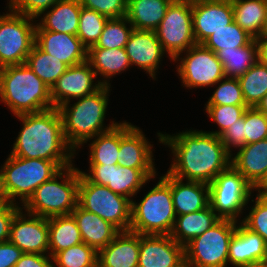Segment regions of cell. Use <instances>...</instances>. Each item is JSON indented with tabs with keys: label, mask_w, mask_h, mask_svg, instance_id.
<instances>
[{
	"label": "cell",
	"mask_w": 267,
	"mask_h": 267,
	"mask_svg": "<svg viewBox=\"0 0 267 267\" xmlns=\"http://www.w3.org/2000/svg\"><path fill=\"white\" fill-rule=\"evenodd\" d=\"M160 143L171 148L174 162L167 171L187 181L210 184L231 165V155L220 136L207 131L189 130L176 135L157 133Z\"/></svg>",
	"instance_id": "obj_1"
},
{
	"label": "cell",
	"mask_w": 267,
	"mask_h": 267,
	"mask_svg": "<svg viewBox=\"0 0 267 267\" xmlns=\"http://www.w3.org/2000/svg\"><path fill=\"white\" fill-rule=\"evenodd\" d=\"M17 118L23 126L10 155L54 161L61 169L73 164L76 153L65 140L57 108L17 115Z\"/></svg>",
	"instance_id": "obj_2"
},
{
	"label": "cell",
	"mask_w": 267,
	"mask_h": 267,
	"mask_svg": "<svg viewBox=\"0 0 267 267\" xmlns=\"http://www.w3.org/2000/svg\"><path fill=\"white\" fill-rule=\"evenodd\" d=\"M110 88L103 85L93 94L76 99L78 101L73 105L67 102L57 108L62 119L65 140L74 151L118 123L112 121L104 128Z\"/></svg>",
	"instance_id": "obj_3"
},
{
	"label": "cell",
	"mask_w": 267,
	"mask_h": 267,
	"mask_svg": "<svg viewBox=\"0 0 267 267\" xmlns=\"http://www.w3.org/2000/svg\"><path fill=\"white\" fill-rule=\"evenodd\" d=\"M0 101L15 116L54 107L51 89L26 63L0 68Z\"/></svg>",
	"instance_id": "obj_4"
},
{
	"label": "cell",
	"mask_w": 267,
	"mask_h": 267,
	"mask_svg": "<svg viewBox=\"0 0 267 267\" xmlns=\"http://www.w3.org/2000/svg\"><path fill=\"white\" fill-rule=\"evenodd\" d=\"M61 168L44 159H28L9 155L0 169V191L7 203L20 199L24 205L42 183L50 180ZM17 197V198H16Z\"/></svg>",
	"instance_id": "obj_5"
},
{
	"label": "cell",
	"mask_w": 267,
	"mask_h": 267,
	"mask_svg": "<svg viewBox=\"0 0 267 267\" xmlns=\"http://www.w3.org/2000/svg\"><path fill=\"white\" fill-rule=\"evenodd\" d=\"M57 177L63 179L62 182ZM79 182L78 168L73 167V164L62 168L35 189L33 195L21 206H24L25 212L44 218L71 214L78 204Z\"/></svg>",
	"instance_id": "obj_6"
},
{
	"label": "cell",
	"mask_w": 267,
	"mask_h": 267,
	"mask_svg": "<svg viewBox=\"0 0 267 267\" xmlns=\"http://www.w3.org/2000/svg\"><path fill=\"white\" fill-rule=\"evenodd\" d=\"M175 219L171 187L161 177L139 203L131 201V232L170 235Z\"/></svg>",
	"instance_id": "obj_7"
},
{
	"label": "cell",
	"mask_w": 267,
	"mask_h": 267,
	"mask_svg": "<svg viewBox=\"0 0 267 267\" xmlns=\"http://www.w3.org/2000/svg\"><path fill=\"white\" fill-rule=\"evenodd\" d=\"M131 199L114 193L107 186L90 182L80 173L78 204L116 226L129 231L131 224Z\"/></svg>",
	"instance_id": "obj_8"
},
{
	"label": "cell",
	"mask_w": 267,
	"mask_h": 267,
	"mask_svg": "<svg viewBox=\"0 0 267 267\" xmlns=\"http://www.w3.org/2000/svg\"><path fill=\"white\" fill-rule=\"evenodd\" d=\"M237 221L220 219L202 235L184 246L185 260L190 267H226L231 238Z\"/></svg>",
	"instance_id": "obj_9"
},
{
	"label": "cell",
	"mask_w": 267,
	"mask_h": 267,
	"mask_svg": "<svg viewBox=\"0 0 267 267\" xmlns=\"http://www.w3.org/2000/svg\"><path fill=\"white\" fill-rule=\"evenodd\" d=\"M155 33L169 58L175 62L180 61V54L196 44L192 23V0L171 2Z\"/></svg>",
	"instance_id": "obj_10"
},
{
	"label": "cell",
	"mask_w": 267,
	"mask_h": 267,
	"mask_svg": "<svg viewBox=\"0 0 267 267\" xmlns=\"http://www.w3.org/2000/svg\"><path fill=\"white\" fill-rule=\"evenodd\" d=\"M252 190L255 189L230 165L209 184L210 206L221 219L238 221Z\"/></svg>",
	"instance_id": "obj_11"
},
{
	"label": "cell",
	"mask_w": 267,
	"mask_h": 267,
	"mask_svg": "<svg viewBox=\"0 0 267 267\" xmlns=\"http://www.w3.org/2000/svg\"><path fill=\"white\" fill-rule=\"evenodd\" d=\"M8 11L0 16V68L25 64L35 44V19Z\"/></svg>",
	"instance_id": "obj_12"
},
{
	"label": "cell",
	"mask_w": 267,
	"mask_h": 267,
	"mask_svg": "<svg viewBox=\"0 0 267 267\" xmlns=\"http://www.w3.org/2000/svg\"><path fill=\"white\" fill-rule=\"evenodd\" d=\"M183 58H179L177 73L186 88L216 85L225 77L222 64L216 53L203 44L190 47Z\"/></svg>",
	"instance_id": "obj_13"
},
{
	"label": "cell",
	"mask_w": 267,
	"mask_h": 267,
	"mask_svg": "<svg viewBox=\"0 0 267 267\" xmlns=\"http://www.w3.org/2000/svg\"><path fill=\"white\" fill-rule=\"evenodd\" d=\"M89 173L80 171L90 182L107 186L114 193L134 197L139 189L156 176V169H135L121 165H90Z\"/></svg>",
	"instance_id": "obj_14"
},
{
	"label": "cell",
	"mask_w": 267,
	"mask_h": 267,
	"mask_svg": "<svg viewBox=\"0 0 267 267\" xmlns=\"http://www.w3.org/2000/svg\"><path fill=\"white\" fill-rule=\"evenodd\" d=\"M96 77L88 61L69 66L51 88L52 105L58 108L67 102L70 103L73 98L93 94L103 86L99 80L97 84L93 83Z\"/></svg>",
	"instance_id": "obj_15"
},
{
	"label": "cell",
	"mask_w": 267,
	"mask_h": 267,
	"mask_svg": "<svg viewBox=\"0 0 267 267\" xmlns=\"http://www.w3.org/2000/svg\"><path fill=\"white\" fill-rule=\"evenodd\" d=\"M22 210L23 208L13 218L9 241L23 253L45 254L49 251L48 218L28 212L23 214Z\"/></svg>",
	"instance_id": "obj_16"
},
{
	"label": "cell",
	"mask_w": 267,
	"mask_h": 267,
	"mask_svg": "<svg viewBox=\"0 0 267 267\" xmlns=\"http://www.w3.org/2000/svg\"><path fill=\"white\" fill-rule=\"evenodd\" d=\"M234 21L231 0H192V23L196 44Z\"/></svg>",
	"instance_id": "obj_17"
},
{
	"label": "cell",
	"mask_w": 267,
	"mask_h": 267,
	"mask_svg": "<svg viewBox=\"0 0 267 267\" xmlns=\"http://www.w3.org/2000/svg\"><path fill=\"white\" fill-rule=\"evenodd\" d=\"M184 259V246L170 235L140 234L138 267H176Z\"/></svg>",
	"instance_id": "obj_18"
},
{
	"label": "cell",
	"mask_w": 267,
	"mask_h": 267,
	"mask_svg": "<svg viewBox=\"0 0 267 267\" xmlns=\"http://www.w3.org/2000/svg\"><path fill=\"white\" fill-rule=\"evenodd\" d=\"M152 145L139 127L120 123L118 165L135 169H155Z\"/></svg>",
	"instance_id": "obj_19"
},
{
	"label": "cell",
	"mask_w": 267,
	"mask_h": 267,
	"mask_svg": "<svg viewBox=\"0 0 267 267\" xmlns=\"http://www.w3.org/2000/svg\"><path fill=\"white\" fill-rule=\"evenodd\" d=\"M35 44L45 53L64 62L68 67L87 61L88 49L77 35L35 30Z\"/></svg>",
	"instance_id": "obj_20"
},
{
	"label": "cell",
	"mask_w": 267,
	"mask_h": 267,
	"mask_svg": "<svg viewBox=\"0 0 267 267\" xmlns=\"http://www.w3.org/2000/svg\"><path fill=\"white\" fill-rule=\"evenodd\" d=\"M131 66L134 64L156 78L161 58L165 54L155 31L134 29L125 45Z\"/></svg>",
	"instance_id": "obj_21"
},
{
	"label": "cell",
	"mask_w": 267,
	"mask_h": 267,
	"mask_svg": "<svg viewBox=\"0 0 267 267\" xmlns=\"http://www.w3.org/2000/svg\"><path fill=\"white\" fill-rule=\"evenodd\" d=\"M161 178L171 187L176 216L197 212L210 205L209 184L199 181L183 183L168 172Z\"/></svg>",
	"instance_id": "obj_22"
},
{
	"label": "cell",
	"mask_w": 267,
	"mask_h": 267,
	"mask_svg": "<svg viewBox=\"0 0 267 267\" xmlns=\"http://www.w3.org/2000/svg\"><path fill=\"white\" fill-rule=\"evenodd\" d=\"M140 234L121 231L98 251L97 267H138Z\"/></svg>",
	"instance_id": "obj_23"
},
{
	"label": "cell",
	"mask_w": 267,
	"mask_h": 267,
	"mask_svg": "<svg viewBox=\"0 0 267 267\" xmlns=\"http://www.w3.org/2000/svg\"><path fill=\"white\" fill-rule=\"evenodd\" d=\"M231 165L255 189L267 174V139L240 147Z\"/></svg>",
	"instance_id": "obj_24"
},
{
	"label": "cell",
	"mask_w": 267,
	"mask_h": 267,
	"mask_svg": "<svg viewBox=\"0 0 267 267\" xmlns=\"http://www.w3.org/2000/svg\"><path fill=\"white\" fill-rule=\"evenodd\" d=\"M71 214L77 222L82 241L97 252L106 247L121 232L112 223L83 209L79 204Z\"/></svg>",
	"instance_id": "obj_25"
},
{
	"label": "cell",
	"mask_w": 267,
	"mask_h": 267,
	"mask_svg": "<svg viewBox=\"0 0 267 267\" xmlns=\"http://www.w3.org/2000/svg\"><path fill=\"white\" fill-rule=\"evenodd\" d=\"M45 11L35 30H48L77 35L81 13L80 0H59Z\"/></svg>",
	"instance_id": "obj_26"
},
{
	"label": "cell",
	"mask_w": 267,
	"mask_h": 267,
	"mask_svg": "<svg viewBox=\"0 0 267 267\" xmlns=\"http://www.w3.org/2000/svg\"><path fill=\"white\" fill-rule=\"evenodd\" d=\"M220 219L210 205L197 212L177 215L170 236L178 244L185 246L192 239L202 235L215 225Z\"/></svg>",
	"instance_id": "obj_27"
},
{
	"label": "cell",
	"mask_w": 267,
	"mask_h": 267,
	"mask_svg": "<svg viewBox=\"0 0 267 267\" xmlns=\"http://www.w3.org/2000/svg\"><path fill=\"white\" fill-rule=\"evenodd\" d=\"M171 2L170 0H127L125 17L134 29L155 31Z\"/></svg>",
	"instance_id": "obj_28"
},
{
	"label": "cell",
	"mask_w": 267,
	"mask_h": 267,
	"mask_svg": "<svg viewBox=\"0 0 267 267\" xmlns=\"http://www.w3.org/2000/svg\"><path fill=\"white\" fill-rule=\"evenodd\" d=\"M87 61L90 63L96 76L100 74L103 79L105 78L102 81L100 80V83L104 86H110L108 80L112 76L122 73L131 66L125 48H89Z\"/></svg>",
	"instance_id": "obj_29"
},
{
	"label": "cell",
	"mask_w": 267,
	"mask_h": 267,
	"mask_svg": "<svg viewBox=\"0 0 267 267\" xmlns=\"http://www.w3.org/2000/svg\"><path fill=\"white\" fill-rule=\"evenodd\" d=\"M49 253L52 258L60 251L82 243L77 222L72 214L48 218Z\"/></svg>",
	"instance_id": "obj_30"
},
{
	"label": "cell",
	"mask_w": 267,
	"mask_h": 267,
	"mask_svg": "<svg viewBox=\"0 0 267 267\" xmlns=\"http://www.w3.org/2000/svg\"><path fill=\"white\" fill-rule=\"evenodd\" d=\"M234 21L254 39L260 36L267 16V0H231Z\"/></svg>",
	"instance_id": "obj_31"
},
{
	"label": "cell",
	"mask_w": 267,
	"mask_h": 267,
	"mask_svg": "<svg viewBox=\"0 0 267 267\" xmlns=\"http://www.w3.org/2000/svg\"><path fill=\"white\" fill-rule=\"evenodd\" d=\"M216 55L222 64L225 77L238 78L258 61L256 40L253 39L246 46L219 50Z\"/></svg>",
	"instance_id": "obj_32"
},
{
	"label": "cell",
	"mask_w": 267,
	"mask_h": 267,
	"mask_svg": "<svg viewBox=\"0 0 267 267\" xmlns=\"http://www.w3.org/2000/svg\"><path fill=\"white\" fill-rule=\"evenodd\" d=\"M90 147V165H117L120 148V123L95 136Z\"/></svg>",
	"instance_id": "obj_33"
},
{
	"label": "cell",
	"mask_w": 267,
	"mask_h": 267,
	"mask_svg": "<svg viewBox=\"0 0 267 267\" xmlns=\"http://www.w3.org/2000/svg\"><path fill=\"white\" fill-rule=\"evenodd\" d=\"M26 64L50 89L68 68L64 62L45 53L36 44L28 54Z\"/></svg>",
	"instance_id": "obj_34"
},
{
	"label": "cell",
	"mask_w": 267,
	"mask_h": 267,
	"mask_svg": "<svg viewBox=\"0 0 267 267\" xmlns=\"http://www.w3.org/2000/svg\"><path fill=\"white\" fill-rule=\"evenodd\" d=\"M238 80L246 105L256 107L267 94V65L257 61Z\"/></svg>",
	"instance_id": "obj_35"
},
{
	"label": "cell",
	"mask_w": 267,
	"mask_h": 267,
	"mask_svg": "<svg viewBox=\"0 0 267 267\" xmlns=\"http://www.w3.org/2000/svg\"><path fill=\"white\" fill-rule=\"evenodd\" d=\"M254 38L235 21L211 34L202 44L214 53L248 45Z\"/></svg>",
	"instance_id": "obj_36"
},
{
	"label": "cell",
	"mask_w": 267,
	"mask_h": 267,
	"mask_svg": "<svg viewBox=\"0 0 267 267\" xmlns=\"http://www.w3.org/2000/svg\"><path fill=\"white\" fill-rule=\"evenodd\" d=\"M127 24L129 25V28ZM133 30L134 27L126 17L110 18L105 23L103 31L96 44L90 48H125Z\"/></svg>",
	"instance_id": "obj_37"
},
{
	"label": "cell",
	"mask_w": 267,
	"mask_h": 267,
	"mask_svg": "<svg viewBox=\"0 0 267 267\" xmlns=\"http://www.w3.org/2000/svg\"><path fill=\"white\" fill-rule=\"evenodd\" d=\"M98 252L84 242L58 252L53 267H97Z\"/></svg>",
	"instance_id": "obj_38"
},
{
	"label": "cell",
	"mask_w": 267,
	"mask_h": 267,
	"mask_svg": "<svg viewBox=\"0 0 267 267\" xmlns=\"http://www.w3.org/2000/svg\"><path fill=\"white\" fill-rule=\"evenodd\" d=\"M108 19L95 10L81 6L77 36L87 49L96 44Z\"/></svg>",
	"instance_id": "obj_39"
},
{
	"label": "cell",
	"mask_w": 267,
	"mask_h": 267,
	"mask_svg": "<svg viewBox=\"0 0 267 267\" xmlns=\"http://www.w3.org/2000/svg\"><path fill=\"white\" fill-rule=\"evenodd\" d=\"M211 95L206 105L247 106L238 78L224 77Z\"/></svg>",
	"instance_id": "obj_40"
},
{
	"label": "cell",
	"mask_w": 267,
	"mask_h": 267,
	"mask_svg": "<svg viewBox=\"0 0 267 267\" xmlns=\"http://www.w3.org/2000/svg\"><path fill=\"white\" fill-rule=\"evenodd\" d=\"M206 113L208 116L218 124V131H209L217 136L223 134L231 125L239 120L248 106L239 105H206Z\"/></svg>",
	"instance_id": "obj_41"
},
{
	"label": "cell",
	"mask_w": 267,
	"mask_h": 267,
	"mask_svg": "<svg viewBox=\"0 0 267 267\" xmlns=\"http://www.w3.org/2000/svg\"><path fill=\"white\" fill-rule=\"evenodd\" d=\"M264 139H267V115L256 107H248L245 110V145Z\"/></svg>",
	"instance_id": "obj_42"
},
{
	"label": "cell",
	"mask_w": 267,
	"mask_h": 267,
	"mask_svg": "<svg viewBox=\"0 0 267 267\" xmlns=\"http://www.w3.org/2000/svg\"><path fill=\"white\" fill-rule=\"evenodd\" d=\"M256 195L254 206L241 223L250 231L259 234L267 244V196Z\"/></svg>",
	"instance_id": "obj_43"
},
{
	"label": "cell",
	"mask_w": 267,
	"mask_h": 267,
	"mask_svg": "<svg viewBox=\"0 0 267 267\" xmlns=\"http://www.w3.org/2000/svg\"><path fill=\"white\" fill-rule=\"evenodd\" d=\"M81 6L110 18L126 16L127 0H80Z\"/></svg>",
	"instance_id": "obj_44"
},
{
	"label": "cell",
	"mask_w": 267,
	"mask_h": 267,
	"mask_svg": "<svg viewBox=\"0 0 267 267\" xmlns=\"http://www.w3.org/2000/svg\"><path fill=\"white\" fill-rule=\"evenodd\" d=\"M59 0H9L8 8L13 12L38 19Z\"/></svg>",
	"instance_id": "obj_45"
},
{
	"label": "cell",
	"mask_w": 267,
	"mask_h": 267,
	"mask_svg": "<svg viewBox=\"0 0 267 267\" xmlns=\"http://www.w3.org/2000/svg\"><path fill=\"white\" fill-rule=\"evenodd\" d=\"M228 263L235 267L246 265L245 226L241 222L240 225L238 223L229 244Z\"/></svg>",
	"instance_id": "obj_46"
},
{
	"label": "cell",
	"mask_w": 267,
	"mask_h": 267,
	"mask_svg": "<svg viewBox=\"0 0 267 267\" xmlns=\"http://www.w3.org/2000/svg\"><path fill=\"white\" fill-rule=\"evenodd\" d=\"M246 265L267 259V244L259 235L245 227Z\"/></svg>",
	"instance_id": "obj_47"
},
{
	"label": "cell",
	"mask_w": 267,
	"mask_h": 267,
	"mask_svg": "<svg viewBox=\"0 0 267 267\" xmlns=\"http://www.w3.org/2000/svg\"><path fill=\"white\" fill-rule=\"evenodd\" d=\"M244 125H245V112L243 116L237 120L231 127H229L223 134L220 135V139L225 146L226 150L232 155V147L239 149L245 146L244 142Z\"/></svg>",
	"instance_id": "obj_48"
},
{
	"label": "cell",
	"mask_w": 267,
	"mask_h": 267,
	"mask_svg": "<svg viewBox=\"0 0 267 267\" xmlns=\"http://www.w3.org/2000/svg\"><path fill=\"white\" fill-rule=\"evenodd\" d=\"M17 203H7L0 210V243L9 240L11 223L15 214L21 209Z\"/></svg>",
	"instance_id": "obj_49"
},
{
	"label": "cell",
	"mask_w": 267,
	"mask_h": 267,
	"mask_svg": "<svg viewBox=\"0 0 267 267\" xmlns=\"http://www.w3.org/2000/svg\"><path fill=\"white\" fill-rule=\"evenodd\" d=\"M23 252L12 242L0 243V267H14Z\"/></svg>",
	"instance_id": "obj_50"
},
{
	"label": "cell",
	"mask_w": 267,
	"mask_h": 267,
	"mask_svg": "<svg viewBox=\"0 0 267 267\" xmlns=\"http://www.w3.org/2000/svg\"><path fill=\"white\" fill-rule=\"evenodd\" d=\"M14 267H53L52 257L45 254L23 253Z\"/></svg>",
	"instance_id": "obj_51"
},
{
	"label": "cell",
	"mask_w": 267,
	"mask_h": 267,
	"mask_svg": "<svg viewBox=\"0 0 267 267\" xmlns=\"http://www.w3.org/2000/svg\"><path fill=\"white\" fill-rule=\"evenodd\" d=\"M258 61L267 65V39L256 38Z\"/></svg>",
	"instance_id": "obj_52"
},
{
	"label": "cell",
	"mask_w": 267,
	"mask_h": 267,
	"mask_svg": "<svg viewBox=\"0 0 267 267\" xmlns=\"http://www.w3.org/2000/svg\"><path fill=\"white\" fill-rule=\"evenodd\" d=\"M258 194L267 196V174L263 181L255 188Z\"/></svg>",
	"instance_id": "obj_53"
},
{
	"label": "cell",
	"mask_w": 267,
	"mask_h": 267,
	"mask_svg": "<svg viewBox=\"0 0 267 267\" xmlns=\"http://www.w3.org/2000/svg\"><path fill=\"white\" fill-rule=\"evenodd\" d=\"M256 108L265 113L267 115V94L262 98V100L258 103Z\"/></svg>",
	"instance_id": "obj_54"
},
{
	"label": "cell",
	"mask_w": 267,
	"mask_h": 267,
	"mask_svg": "<svg viewBox=\"0 0 267 267\" xmlns=\"http://www.w3.org/2000/svg\"><path fill=\"white\" fill-rule=\"evenodd\" d=\"M243 267H267V259L258 260V261L252 262L248 265H245Z\"/></svg>",
	"instance_id": "obj_55"
},
{
	"label": "cell",
	"mask_w": 267,
	"mask_h": 267,
	"mask_svg": "<svg viewBox=\"0 0 267 267\" xmlns=\"http://www.w3.org/2000/svg\"><path fill=\"white\" fill-rule=\"evenodd\" d=\"M258 38H266L267 39V16H266V19L264 21V25H263L262 31L260 33V36Z\"/></svg>",
	"instance_id": "obj_56"
},
{
	"label": "cell",
	"mask_w": 267,
	"mask_h": 267,
	"mask_svg": "<svg viewBox=\"0 0 267 267\" xmlns=\"http://www.w3.org/2000/svg\"><path fill=\"white\" fill-rule=\"evenodd\" d=\"M7 204L4 194L0 191V210Z\"/></svg>",
	"instance_id": "obj_57"
},
{
	"label": "cell",
	"mask_w": 267,
	"mask_h": 267,
	"mask_svg": "<svg viewBox=\"0 0 267 267\" xmlns=\"http://www.w3.org/2000/svg\"><path fill=\"white\" fill-rule=\"evenodd\" d=\"M176 267H190L187 261L184 259L179 265Z\"/></svg>",
	"instance_id": "obj_58"
}]
</instances>
